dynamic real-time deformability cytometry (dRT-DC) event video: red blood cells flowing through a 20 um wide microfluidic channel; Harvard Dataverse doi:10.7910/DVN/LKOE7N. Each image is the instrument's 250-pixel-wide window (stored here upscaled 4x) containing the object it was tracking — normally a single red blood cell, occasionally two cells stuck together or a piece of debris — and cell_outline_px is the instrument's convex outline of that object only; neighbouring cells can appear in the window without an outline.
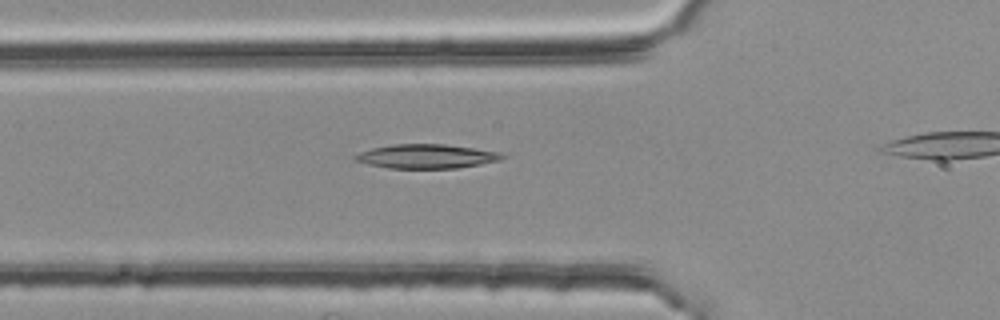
{"species": "common noctule bat (a hibernating species)", "species_latin": "Nyctalus noctula", "temperature_condition": "room temperature", "stored_images_in_passage": 28, "camera_frame_rate_fps": 3000, "um_per_image_px": 0.085, "animal": {"sex": "female", "body_mass_g": 25.1}, "frame": {"image": 1, "passage_image": 3, "time_ms": 0.667, "image_size_px": [1000, 320], "cell_outline_px": [[508, 156], [500, 160], [480, 164], [456, 168], [388, 168], [368, 164], [356, 160], [352, 156], [360, 152], [372, 148], [392, 144], [444, 144], [500, 152]], "centroid_in_image_um": [36.26, 13.28], "position_along_channel_um": 89.5, "area_um2": 20.58}}
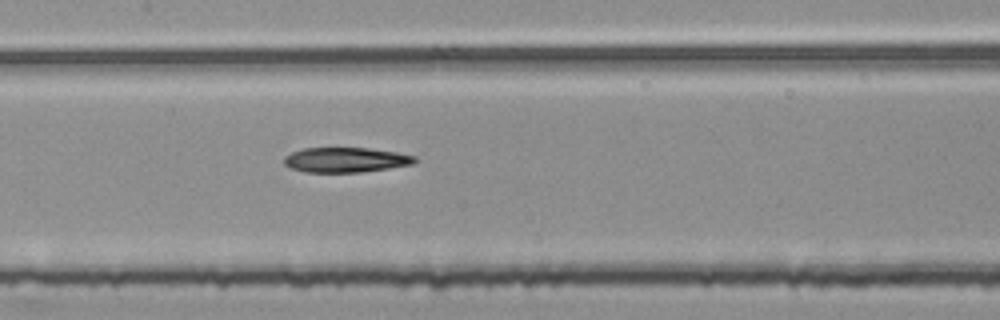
{"frame": {"image": 2, "passage_image": 10, "time_ms": 3.0, "image_size_px": [1000, 320], "cell_outline_px": [[416, 164], [360, 172], [304, 172], [292, 168], [284, 164], [284, 156], [292, 152], [304, 148], [368, 148], [396, 152], [416, 156]], "centroid_in_image_um": [29.4, 13.59], "position_along_channel_um": 178.0, "area_um2": 18.96}}
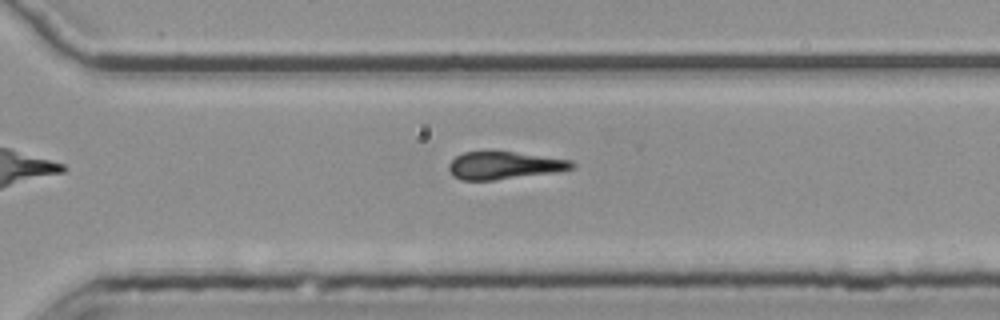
{"frame": {"image": 3, "passage_image": 22, "time_ms": 7.0, "image_size_px": [1000, 320], "cell_outline_px": [[576, 168], [552, 172], [496, 180], [460, 180], [452, 176], [448, 168], [448, 164], [456, 156], [464, 152], [512, 152], [572, 160], [576, 164]], "centroid_in_image_um": [42.83, 14.07], "position_along_channel_um": 327.8, "area_um2": 19.59}}